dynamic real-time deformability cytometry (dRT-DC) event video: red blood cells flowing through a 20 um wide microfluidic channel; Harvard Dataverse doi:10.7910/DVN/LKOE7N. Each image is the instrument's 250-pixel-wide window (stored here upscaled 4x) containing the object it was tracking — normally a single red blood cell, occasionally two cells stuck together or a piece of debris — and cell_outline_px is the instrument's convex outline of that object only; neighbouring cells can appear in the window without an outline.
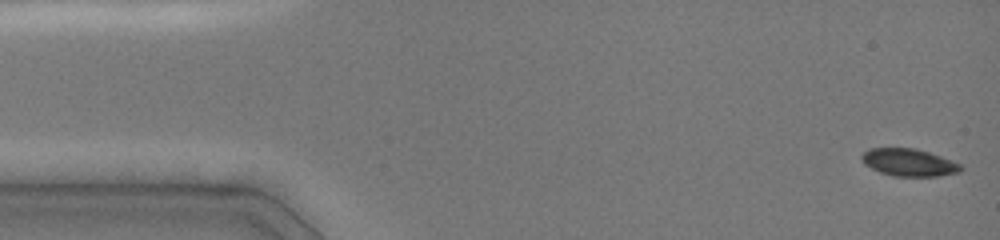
{"species": "common noctule bat (a hibernating species)", "species_latin": "Nyctalus noctula", "temperature_condition": "cold", "stored_images_in_passage": 6, "camera_frame_rate_fps": 3000, "um_per_image_px": 0.085, "animal": {"sex": "female", "body_mass_g": 19.0, "forearm_length_mm": 51.5}, "frame": {"image": 1, "passage_image": 1, "time_ms": 0.0, "image_size_px": [1000, 240], "cell_outline_px": [[964, 168], [960, 172], [936, 176], [892, 176], [880, 172], [864, 164], [860, 160], [860, 156], [868, 148], [916, 148], [940, 156], [960, 164]], "centroid_in_image_um": [77.22, 13.8], "position_along_channel_um": 7.8, "area_um2": 15.84}}
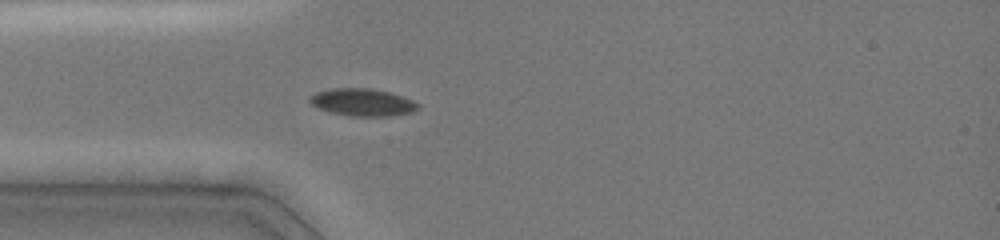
{"frame": {"image": 2, "passage_image": 6, "time_ms": 4.0, "image_size_px": [1000, 240], "cell_outline_px": [[420, 108], [412, 112], [388, 116], [348, 116], [316, 108], [308, 100], [308, 96], [316, 92], [332, 88], [372, 88], [392, 92], [404, 96], [420, 104]], "centroid_in_image_um": [30.82, 8.68], "position_along_channel_um": 54.2, "area_um2": 17.57}}